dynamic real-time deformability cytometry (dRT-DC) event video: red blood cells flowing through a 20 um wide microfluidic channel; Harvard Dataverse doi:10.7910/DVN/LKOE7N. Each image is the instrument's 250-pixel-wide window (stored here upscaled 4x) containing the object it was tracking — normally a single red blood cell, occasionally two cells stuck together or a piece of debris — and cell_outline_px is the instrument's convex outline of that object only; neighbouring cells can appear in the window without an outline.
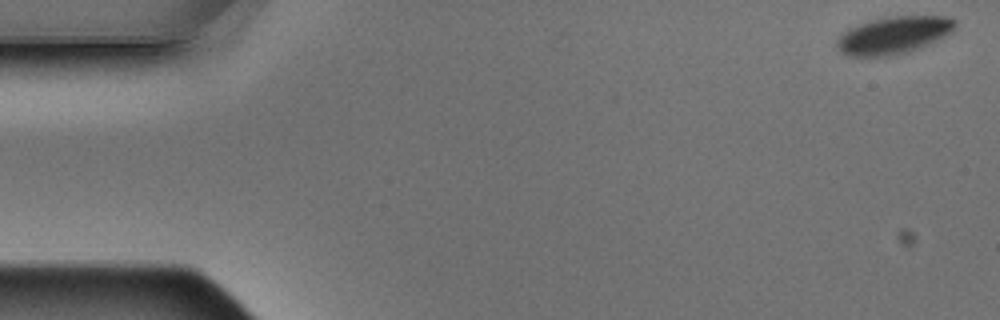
{"species": "Egyptian fruit bat (a non-hibernating species)", "species_latin": "Rousettus aegyptiacus", "temperature_condition": "warm", "stored_images_in_passage": 5, "camera_frame_rate_fps": 3000, "um_per_image_px": 0.085, "animal": {"sex": "male"}, "frame": {"image": 1, "passage_image": 1, "time_ms": 0.0, "image_size_px": [1000, 320], "cell_outline_px": [[956, 28], [952, 32], [920, 48], [908, 52], [892, 56], [848, 56], [840, 52], [836, 44], [836, 40], [848, 28], [872, 20], [892, 16], [948, 16], [956, 20]], "centroid_in_image_um": [75.97, 2.99], "position_along_channel_um": 9.0, "area_um2": 25.78}}
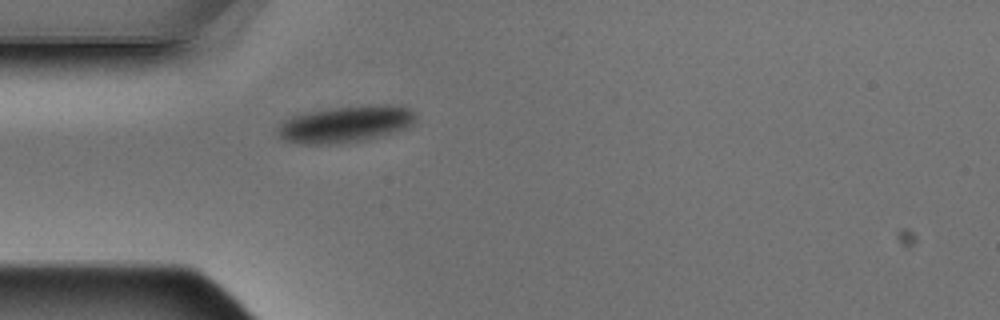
{"frame": {"image": 2, "passage_image": 5, "time_ms": 1.333, "image_size_px": [1000, 320], "cell_outline_px": [[416, 124], [408, 128], [380, 136], [364, 140], [328, 144], [300, 144], [284, 140], [280, 136], [276, 128], [284, 120], [292, 116], [308, 112], [336, 108], [368, 104], [384, 104], [408, 108], [416, 112]], "centroid_in_image_um": [29.42, 10.55], "position_along_channel_um": 55.6, "area_um2": 29.54}}